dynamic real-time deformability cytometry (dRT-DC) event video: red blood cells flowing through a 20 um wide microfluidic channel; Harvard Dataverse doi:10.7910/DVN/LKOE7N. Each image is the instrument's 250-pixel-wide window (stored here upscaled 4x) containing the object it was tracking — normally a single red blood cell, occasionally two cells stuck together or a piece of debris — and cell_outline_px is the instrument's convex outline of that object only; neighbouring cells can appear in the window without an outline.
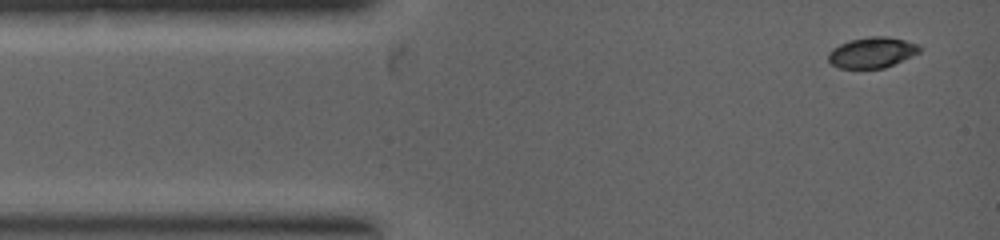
{"species": "common noctule bat (a hibernating species)", "species_latin": "Nyctalus noctula", "temperature_condition": "warm", "stored_images_in_passage": 2, "camera_frame_rate_fps": 5000, "um_per_image_px": 0.085, "animal": {"sex": "female", "body_mass_g": 19.0, "forearm_length_mm": 53.3}, "frame": {"image": 1, "passage_image": 1, "time_ms": 0.0, "image_size_px": [1000, 240], "cell_outline_px": [[920, 52], [884, 68], [840, 68], [832, 64], [828, 60], [828, 52], [832, 48], [840, 44], [852, 40], [872, 36], [884, 36], [904, 40], [916, 44], [920, 48]], "centroid_in_image_um": [74.09, 4.47], "position_along_channel_um": 10.9, "area_um2": 16.01}}